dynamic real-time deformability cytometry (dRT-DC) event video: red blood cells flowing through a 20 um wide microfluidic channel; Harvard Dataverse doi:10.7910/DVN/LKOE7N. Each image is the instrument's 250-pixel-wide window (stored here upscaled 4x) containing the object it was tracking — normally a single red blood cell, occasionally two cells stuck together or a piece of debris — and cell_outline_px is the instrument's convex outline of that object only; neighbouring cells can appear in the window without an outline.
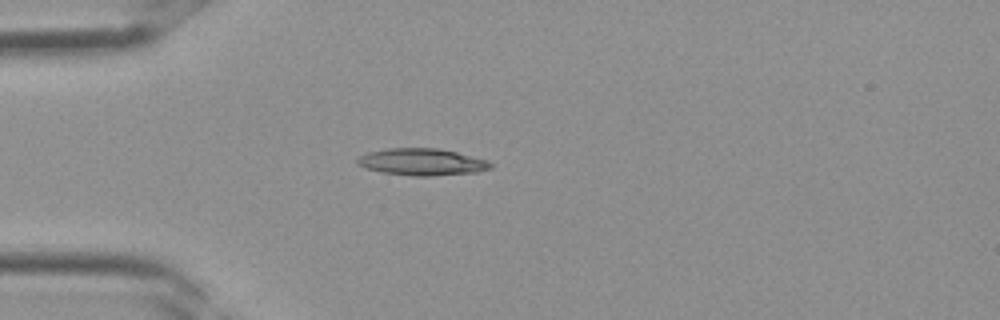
{"species": "Egyptian fruit bat (a non-hibernating species)", "species_latin": "Rousettus aegyptiacus", "temperature_condition": "room temperature", "stored_images_in_passage": 1, "camera_frame_rate_fps": 3000, "um_per_image_px": 0.085, "frame": {"image": 1, "passage_image": 1, "time_ms": 0.0, "image_size_px": [1000, 320], "cell_outline_px": [[492, 168], [476, 172], [432, 176], [412, 176], [380, 172], [356, 164], [356, 160], [360, 156], [368, 152], [388, 148], [436, 148], [456, 152], [488, 160], [492, 164]], "centroid_in_image_um": [35.86, 13.77], "position_along_channel_um": 49.1, "area_um2": 20.87}}